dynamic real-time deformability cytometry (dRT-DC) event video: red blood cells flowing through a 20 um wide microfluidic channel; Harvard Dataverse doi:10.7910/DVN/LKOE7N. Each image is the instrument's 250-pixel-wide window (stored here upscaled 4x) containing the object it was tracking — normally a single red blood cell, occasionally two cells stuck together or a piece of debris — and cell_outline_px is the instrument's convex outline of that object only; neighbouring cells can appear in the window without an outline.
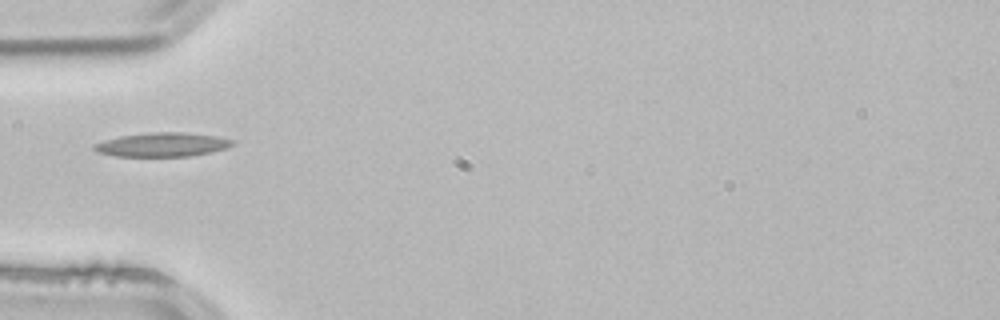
{"species": "common noctule bat (a hibernating species)", "species_latin": "Nyctalus noctula", "temperature_condition": "room temperature", "stored_images_in_passage": 1, "camera_frame_rate_fps": 3000, "um_per_image_px": 0.085, "animal": {"sex": "male", "body_mass_g": 21.5, "forearm_length_mm": 52.0}, "frame": {"image": 1, "passage_image": 1, "time_ms": 0.0, "image_size_px": [1000, 320], "cell_outline_px": [[236, 144], [212, 152], [192, 156], [116, 156], [96, 152], [92, 148], [92, 144], [104, 140], [120, 136], [148, 132], [184, 132], [216, 136], [236, 140]], "centroid_in_image_um": [13.79, 12.29], "position_along_channel_um": 71.2, "area_um2": 19.54}}